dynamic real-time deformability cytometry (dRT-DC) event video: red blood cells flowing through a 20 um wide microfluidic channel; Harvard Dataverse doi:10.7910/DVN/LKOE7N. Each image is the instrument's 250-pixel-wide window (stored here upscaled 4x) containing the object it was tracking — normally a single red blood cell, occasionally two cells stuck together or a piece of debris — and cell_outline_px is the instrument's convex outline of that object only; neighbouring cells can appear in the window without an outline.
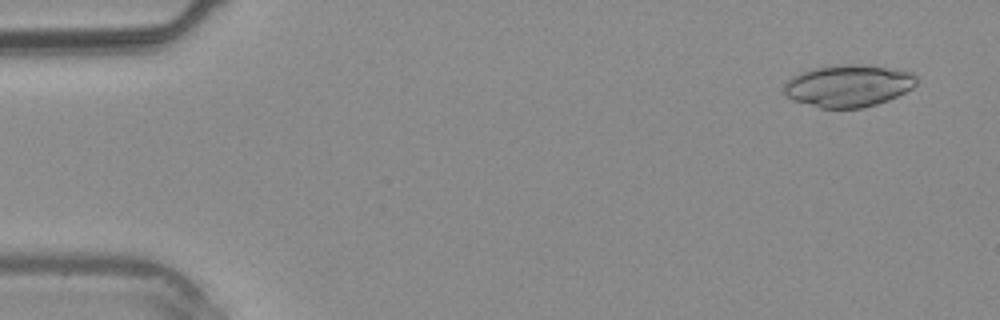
{"species": "common noctule bat (a hibernating species)", "species_latin": "Nyctalus noctula", "temperature_condition": "warm", "stored_images_in_passage": 3, "camera_frame_rate_fps": 3000, "um_per_image_px": 0.085, "animal": {"sex": "male", "body_mass_g": 20.4}, "frame": {"image": 1, "passage_image": 1, "time_ms": 0.0, "image_size_px": [1000, 320], "cell_outline_px": [[916, 84], [912, 88], [888, 100], [864, 108], [820, 108], [796, 100], [788, 96], [784, 92], [784, 84], [792, 76], [816, 68], [840, 64], [856, 64], [896, 68], [912, 72], [916, 76]], "centroid_in_image_um": [72.15, 7.28], "position_along_channel_um": 12.8, "area_um2": 32.31}}